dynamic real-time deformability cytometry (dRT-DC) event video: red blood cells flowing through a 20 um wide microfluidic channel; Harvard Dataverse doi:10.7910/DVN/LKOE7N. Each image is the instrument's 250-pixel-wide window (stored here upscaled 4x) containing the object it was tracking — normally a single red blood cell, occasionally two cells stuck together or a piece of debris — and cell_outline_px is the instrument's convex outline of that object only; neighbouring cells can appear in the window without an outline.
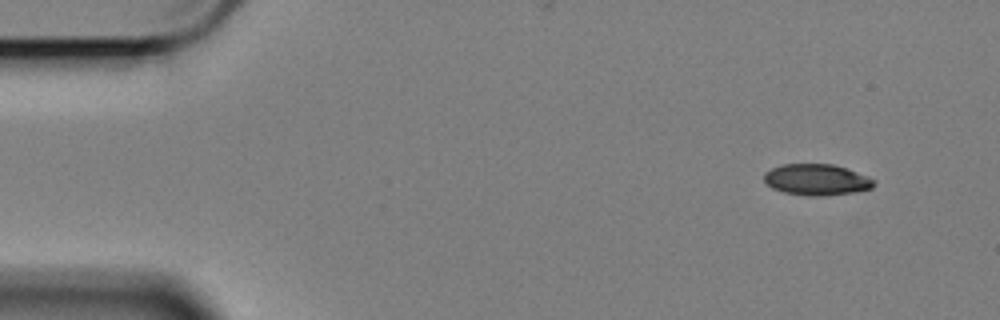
{"species": "Egyptian fruit bat (a non-hibernating species)", "species_latin": "Rousettus aegyptiacus", "temperature_condition": "cold", "stored_images_in_passage": 55, "camera_frame_rate_fps": 3000, "um_per_image_px": 0.085, "animal": {"sex": "female"}, "frame": {"image": 1, "passage_image": 1, "time_ms": 0.0, "image_size_px": [1000, 320], "cell_outline_px": [[876, 184], [872, 188], [856, 192], [820, 196], [808, 196], [784, 192], [772, 188], [764, 180], [764, 172], [772, 168], [784, 164], [832, 164], [856, 172], [876, 180]], "centroid_in_image_um": [69.42, 15.28], "position_along_channel_um": 15.6, "area_um2": 19.88}}
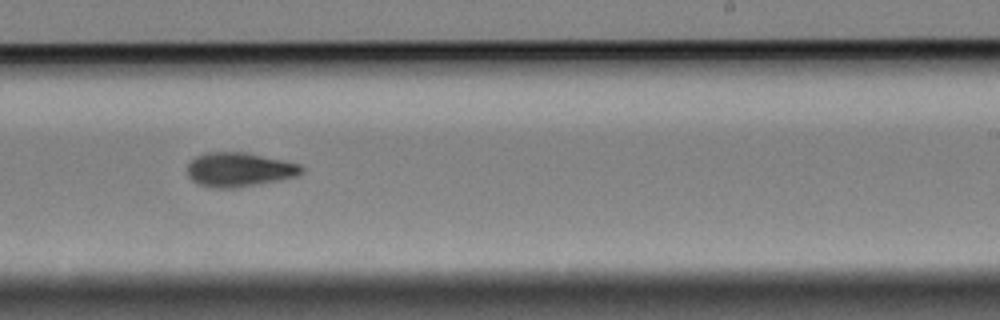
{"frame": {"image": 2, "passage_image": 32, "time_ms": 10.333, "image_size_px": [1000, 320], "cell_outline_px": [[304, 172], [296, 176], [280, 180], [236, 188], [212, 188], [200, 184], [192, 180], [188, 176], [188, 164], [196, 156], [208, 152], [244, 152], [284, 160], [300, 164], [304, 168]], "centroid_in_image_um": [20.36, 14.42], "position_along_channel_um": 268.6, "area_um2": 22.77}}
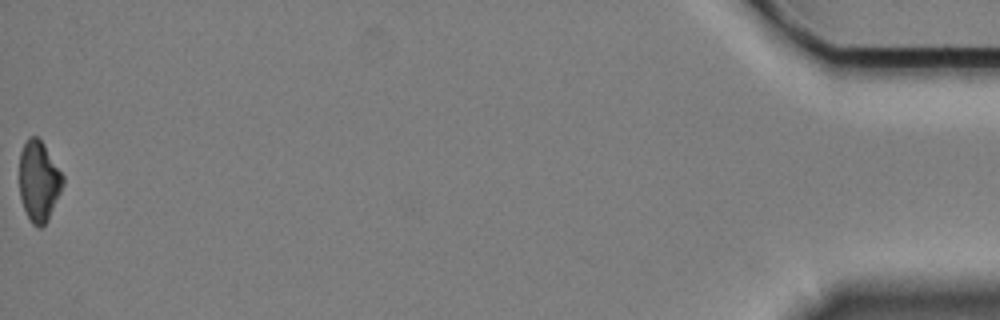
{"frame": {"image": 3, "passage_image": 55, "time_ms": 18.0, "image_size_px": [1000, 320], "cell_outline_px": [[64, 184], [48, 220], [40, 228], [36, 228], [32, 224], [24, 208], [20, 196], [20, 152], [28, 136], [36, 136], [44, 144], [64, 176]], "centroid_in_image_um": [3.31, 15.4], "position_along_channel_um": 431.9, "area_um2": 20.35}, "authors_computed_cell_mechanics": {"area_um2": 21.9062, "velocity_mm_per_s": 3.3957, "shape_relaxation_time_tau1_ms": 4.3401, "shape_relaxation_time_tau2_ms": 5.4044, "deformation_change_tau1": 0.1233, "deformation_change_tau2": 0.1172}}